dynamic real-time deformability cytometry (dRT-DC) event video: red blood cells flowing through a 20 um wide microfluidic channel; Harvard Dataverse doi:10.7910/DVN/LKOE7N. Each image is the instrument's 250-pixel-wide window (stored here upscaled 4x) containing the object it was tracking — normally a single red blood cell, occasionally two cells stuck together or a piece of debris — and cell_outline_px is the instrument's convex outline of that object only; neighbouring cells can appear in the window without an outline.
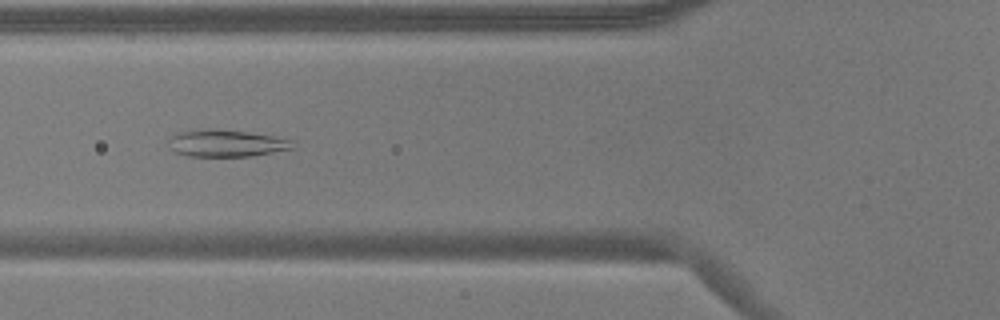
{"species": "common noctule bat (a hibernating species)", "species_latin": "Nyctalus noctula", "temperature_condition": "warm", "stored_images_in_passage": 55, "camera_frame_rate_fps": 3000, "um_per_image_px": 0.085, "animal": {"sex": "male", "body_mass_g": 17.9}, "frame": {"image": 1, "passage_image": 20, "time_ms": 6.333, "image_size_px": [1000, 320], "cell_outline_px": [[296, 148], [252, 156], [188, 156], [176, 152], [172, 148], [172, 136], [180, 132], [208, 128], [244, 132], [272, 136], [296, 140]], "centroid_in_image_um": [19.36, 12.18], "position_along_channel_um": 106.4, "area_um2": 19.25}}
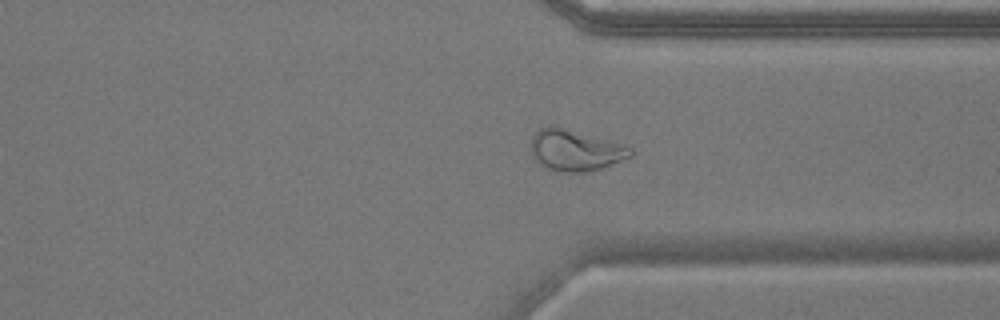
{"frame": {"image": 2, "passage_image": 41, "time_ms": 13.333, "image_size_px": [1000, 320], "cell_outline_px": [[632, 156], [600, 168], [584, 172], [556, 172], [540, 164], [532, 156], [532, 136], [540, 128], [556, 124], [628, 144], [632, 148]], "centroid_in_image_um": [48.93, 12.73], "position_along_channel_um": 362.5, "area_um2": 24.45}}
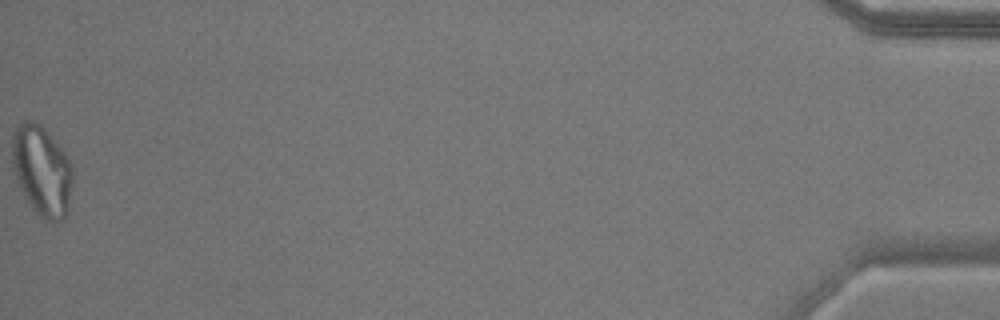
{"frame": {"image": 3, "passage_image": 55, "time_ms": 18.0, "image_size_px": [1000, 320], "cell_outline_px": [[72, 180], [68, 212], [60, 220], [48, 220], [40, 216], [32, 208], [16, 180], [12, 168], [12, 136], [16, 128], [24, 120], [32, 120], [40, 124], [64, 152], [72, 164]], "centroid_in_image_um": [3.55, 14.49], "position_along_channel_um": 431.7, "area_um2": 31.5}, "authors_computed_cell_mechanics": {"area_um2": 25.3742, "velocity_mm_per_s": 3.6546, "shape_relaxation_time_tau1_ms": null, "shape_relaxation_time_tau2_ms": 2.1344, "deformation_change_tau1": null, "deformation_change_tau2": 0.0549}}